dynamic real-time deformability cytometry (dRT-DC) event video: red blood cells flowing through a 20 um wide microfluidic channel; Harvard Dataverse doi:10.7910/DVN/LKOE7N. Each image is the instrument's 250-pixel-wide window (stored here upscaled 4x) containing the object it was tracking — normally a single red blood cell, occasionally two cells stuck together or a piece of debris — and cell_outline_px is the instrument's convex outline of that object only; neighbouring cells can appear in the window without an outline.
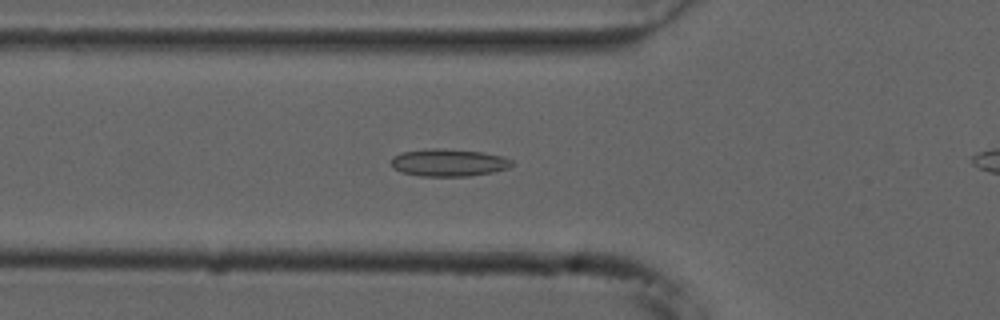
{"species": "common noctule bat (a hibernating species)", "species_latin": "Nyctalus noctula", "temperature_condition": "cold", "stored_images_in_passage": 47, "camera_frame_rate_fps": 3000, "um_per_image_px": 0.085, "animal": {"sex": "male", "forearm_length_mm": 52.5}, "frame": {"image": 1, "passage_image": 19, "time_ms": 6.0, "image_size_px": [1000, 320], "cell_outline_px": [[516, 164], [508, 168], [492, 172], [468, 176], [420, 176], [400, 172], [392, 168], [392, 156], [400, 152], [432, 148], [440, 148], [484, 152], [500, 156], [512, 160]], "centroid_in_image_um": [38.11, 13.82], "position_along_channel_um": 87.7, "area_um2": 19.42}}
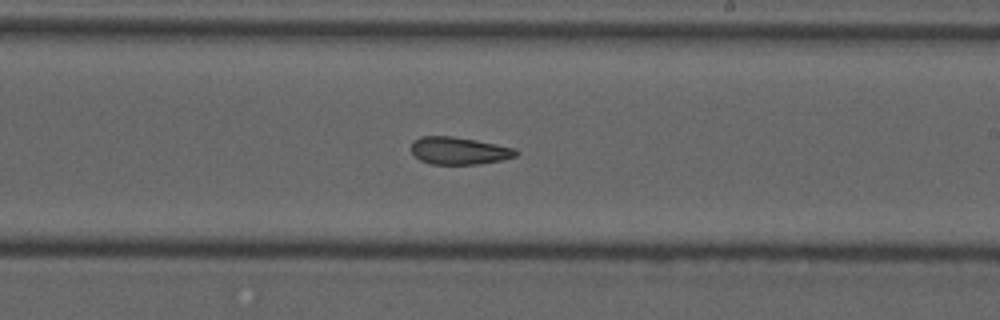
{"frame": {"image": 2, "passage_image": 32, "time_ms": 10.333, "image_size_px": [1000, 320], "cell_outline_px": [[520, 152], [516, 156], [504, 160], [476, 164], [432, 164], [420, 160], [412, 152], [412, 140], [420, 136], [452, 136], [476, 140], [516, 148]], "centroid_in_image_um": [39.04, 12.81], "position_along_channel_um": 250.0, "area_um2": 16.82}}
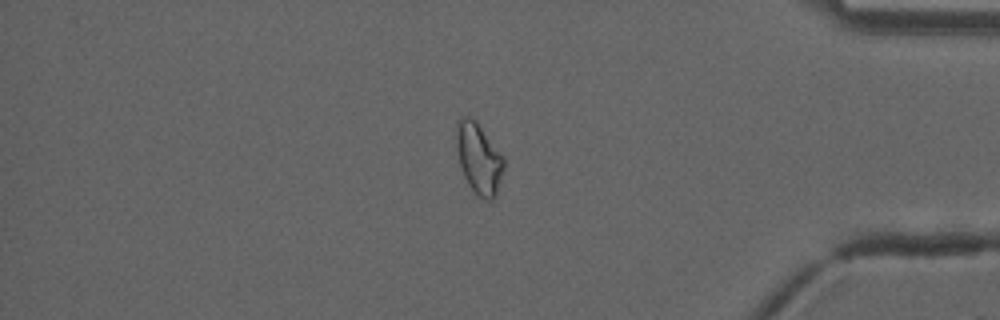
{"frame": {"image": 3, "passage_image": 46, "time_ms": 15.0, "image_size_px": [1000, 320], "cell_outline_px": [[504, 168], [496, 196], [492, 200], [484, 200], [476, 196], [468, 184], [464, 176], [460, 164], [456, 144], [456, 128], [460, 116], [468, 116], [476, 120], [504, 156]], "centroid_in_image_um": [40.71, 13.48], "position_along_channel_um": 394.5, "area_um2": 19.83}}